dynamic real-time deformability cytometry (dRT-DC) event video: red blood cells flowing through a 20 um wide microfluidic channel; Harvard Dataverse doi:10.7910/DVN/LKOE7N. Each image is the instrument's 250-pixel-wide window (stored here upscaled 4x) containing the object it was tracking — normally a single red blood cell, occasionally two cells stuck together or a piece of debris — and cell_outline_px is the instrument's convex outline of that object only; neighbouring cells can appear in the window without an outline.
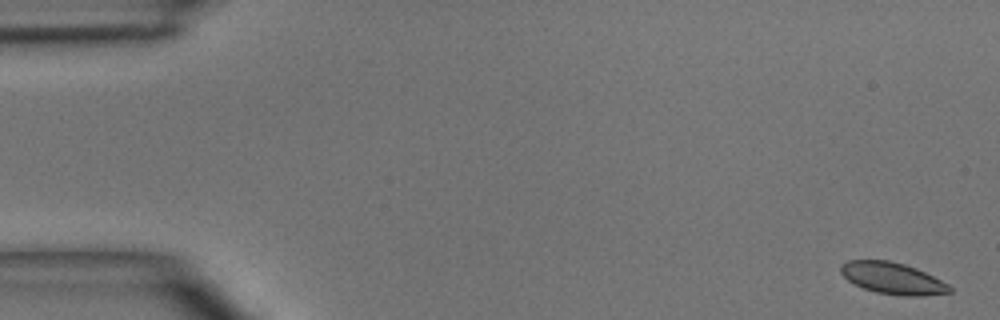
{"species": "common noctule bat (a hibernating species)", "species_latin": "Nyctalus noctula", "temperature_condition": "room temperature", "stored_images_in_passage": 6, "camera_frame_rate_fps": 3000, "um_per_image_px": 0.085, "animal": {"sex": "male", "body_mass_g": 15.6}, "frame": {"image": 1, "passage_image": 1, "time_ms": 0.0, "image_size_px": [1000, 320], "cell_outline_px": [[952, 292], [920, 296], [904, 296], [876, 292], [864, 288], [848, 280], [840, 272], [840, 264], [848, 260], [888, 260], [904, 264], [916, 268], [948, 284], [952, 288]], "centroid_in_image_um": [75.85, 23.65], "position_along_channel_um": 9.1, "area_um2": 19.88}}
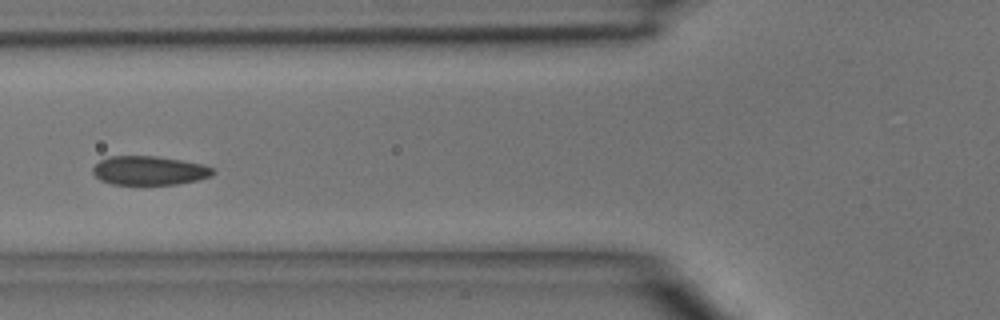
{"frame": {"image": 2, "passage_image": 6, "time_ms": 5.667, "image_size_px": [1000, 320], "cell_outline_px": [[216, 172], [212, 176], [196, 180], [176, 184], [144, 188], [112, 184], [100, 180], [92, 172], [92, 168], [100, 160], [108, 156], [156, 156], [204, 164], [216, 168]], "centroid_in_image_um": [12.69, 14.54], "position_along_channel_um": 113.1, "area_um2": 21.27}}